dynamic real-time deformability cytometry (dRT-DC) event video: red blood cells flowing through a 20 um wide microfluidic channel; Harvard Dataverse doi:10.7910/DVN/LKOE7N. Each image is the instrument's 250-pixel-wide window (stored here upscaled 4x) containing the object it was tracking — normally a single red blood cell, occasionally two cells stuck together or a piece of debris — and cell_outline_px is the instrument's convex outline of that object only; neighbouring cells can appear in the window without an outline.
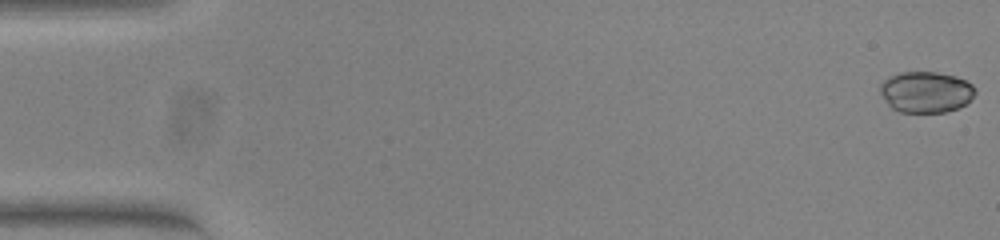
{"species": "common noctule bat (a hibernating species)", "species_latin": "Nyctalus noctula", "temperature_condition": "warm", "stored_images_in_passage": 54, "camera_frame_rate_fps": 3000, "um_per_image_px": 0.085, "animal": {"sex": "female", "body_mass_g": 23.0, "forearm_length_mm": 53.4}, "frame": {"image": 1, "passage_image": 1, "time_ms": 0.0, "image_size_px": [1000, 240], "cell_outline_px": [[976, 92], [960, 108], [944, 112], [900, 112], [892, 108], [888, 104], [880, 92], [880, 84], [888, 76], [900, 72], [936, 72], [956, 76], [972, 84], [976, 88]], "centroid_in_image_um": [78.69, 7.81], "position_along_channel_um": 6.3, "area_um2": 22.77}}
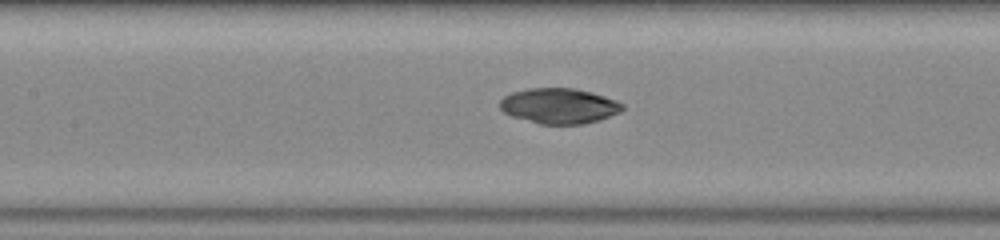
{"frame": {"image": 2, "passage_image": 25, "time_ms": 8.0, "image_size_px": [1000, 240], "cell_outline_px": [[624, 108], [620, 112], [584, 124], [540, 124], [512, 116], [504, 112], [500, 108], [500, 100], [504, 96], [512, 92], [528, 88], [572, 88], [592, 92], [616, 100], [624, 104]], "centroid_in_image_um": [47.51, 8.99], "position_along_channel_um": 159.9, "area_um2": 25.14}}
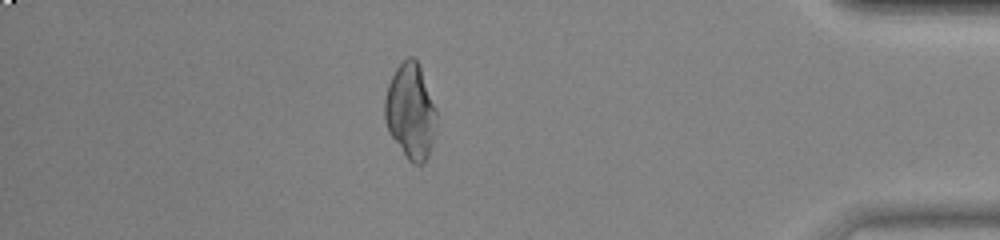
{"frame": {"image": 3, "passage_image": 47, "time_ms": 15.333, "image_size_px": [1000, 240], "cell_outline_px": [[436, 124], [428, 156], [424, 164], [412, 164], [408, 160], [388, 132], [384, 120], [384, 100], [388, 84], [396, 68], [408, 56], [412, 56], [420, 64], [436, 108]], "centroid_in_image_um": [34.88, 9.46], "position_along_channel_um": 400.3, "area_um2": 28.9}, "authors_computed_cell_mechanics": {"area_um2": 25.432, "velocity_mm_per_s": 3.8335, "shape_relaxation_time_tau1_ms": null, "shape_relaxation_time_tau2_ms": 1.853, "deformation_change_tau1": null, "deformation_change_tau2": 0.0267}}